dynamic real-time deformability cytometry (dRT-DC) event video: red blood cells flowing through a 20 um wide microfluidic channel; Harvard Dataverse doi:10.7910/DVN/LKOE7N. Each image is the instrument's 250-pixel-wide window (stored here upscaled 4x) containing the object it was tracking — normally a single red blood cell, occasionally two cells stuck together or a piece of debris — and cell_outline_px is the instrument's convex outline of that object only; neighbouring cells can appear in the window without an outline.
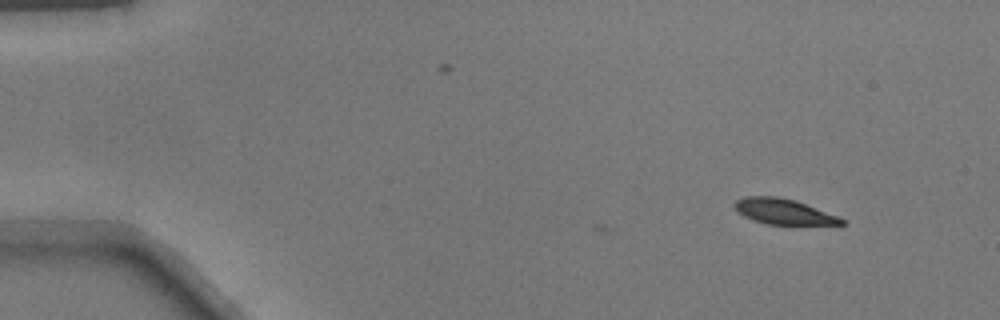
{"species": "common noctule bat (a hibernating species)", "species_latin": "Nyctalus noctula", "temperature_condition": "warm", "stored_images_in_passage": 5, "camera_frame_rate_fps": 3000, "um_per_image_px": 0.085, "animal": {"sex": "male", "body_mass_g": 17.9}, "frame": {"image": 1, "passage_image": 5, "time_ms": 1.333, "image_size_px": [1000, 320], "cell_outline_px": [[844, 224], [768, 224], [752, 220], [744, 216], [736, 208], [736, 200], [744, 196], [776, 196], [796, 200], [840, 216], [844, 220]], "centroid_in_image_um": [66.64, 17.97], "position_along_channel_um": 18.4, "area_um2": 15.72}}